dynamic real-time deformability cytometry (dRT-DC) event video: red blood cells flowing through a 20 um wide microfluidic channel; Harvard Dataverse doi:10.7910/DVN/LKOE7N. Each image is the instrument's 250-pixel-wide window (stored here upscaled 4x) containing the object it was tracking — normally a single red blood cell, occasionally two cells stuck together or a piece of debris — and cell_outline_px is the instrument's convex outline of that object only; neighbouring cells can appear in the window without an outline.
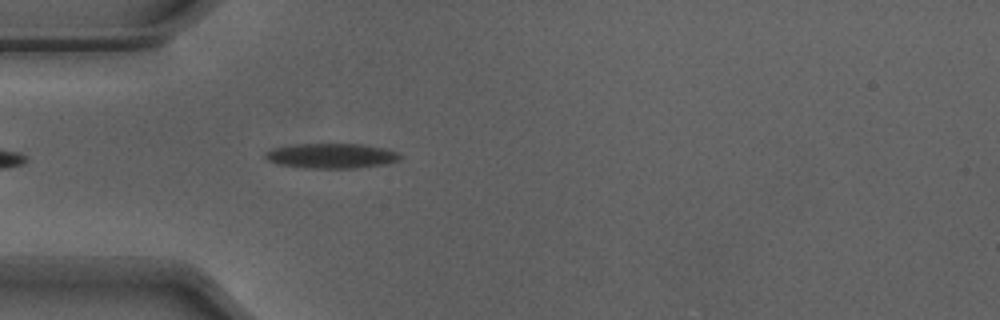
{"species": "Egyptian fruit bat (a non-hibernating species)", "species_latin": "Rousettus aegyptiacus", "temperature_condition": "warm", "stored_images_in_passage": 21, "camera_frame_rate_fps": 3000, "um_per_image_px": 0.085, "animal": {"sex": "male"}, "frame": {"image": 1, "passage_image": 1, "time_ms": 0.0, "image_size_px": [1000, 320], "cell_outline_px": [[400, 160], [388, 164], [356, 168], [304, 168], [280, 164], [268, 160], [264, 156], [264, 152], [272, 148], [292, 144], [360, 144], [384, 148], [396, 152], [400, 156]], "centroid_in_image_um": [28.15, 13.25], "position_along_channel_um": 56.8, "area_um2": 19.65}}
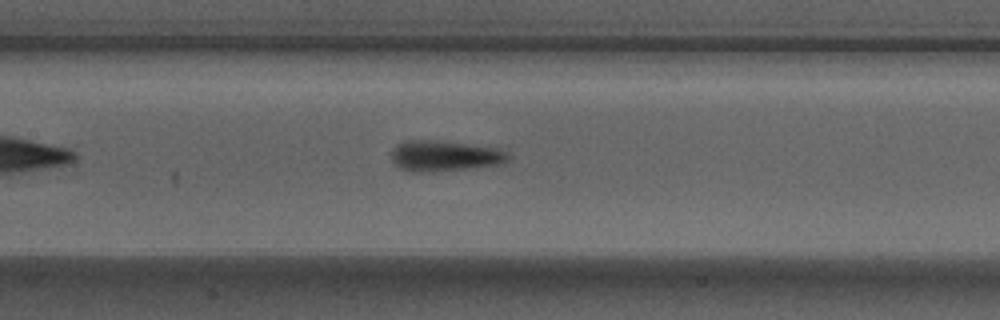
{"frame": {"image": 2, "passage_image": 10, "time_ms": 3.0, "image_size_px": [1000, 320], "cell_outline_px": [[512, 160], [504, 164], [476, 168], [436, 172], [408, 172], [392, 164], [392, 148], [396, 144], [404, 140], [436, 140], [496, 148], [508, 152], [512, 156]], "centroid_in_image_um": [37.81, 13.27], "position_along_channel_um": 169.6, "area_um2": 21.62}}
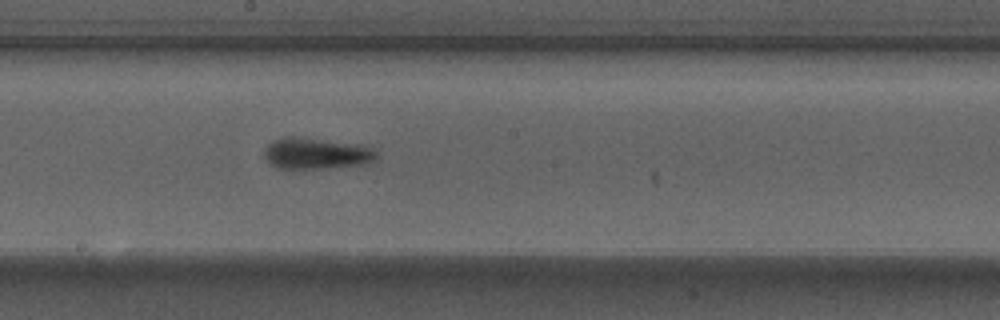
{"frame": {"image": 3, "passage_image": 14, "time_ms": 4.333, "image_size_px": [1000, 320], "cell_outline_px": [[376, 156], [372, 160], [364, 164], [320, 168], [276, 168], [264, 156], [264, 148], [272, 140], [284, 136], [296, 136], [356, 144], [368, 148], [376, 152]], "centroid_in_image_um": [26.78, 13.02], "position_along_channel_um": 221.4, "area_um2": 20.06}}